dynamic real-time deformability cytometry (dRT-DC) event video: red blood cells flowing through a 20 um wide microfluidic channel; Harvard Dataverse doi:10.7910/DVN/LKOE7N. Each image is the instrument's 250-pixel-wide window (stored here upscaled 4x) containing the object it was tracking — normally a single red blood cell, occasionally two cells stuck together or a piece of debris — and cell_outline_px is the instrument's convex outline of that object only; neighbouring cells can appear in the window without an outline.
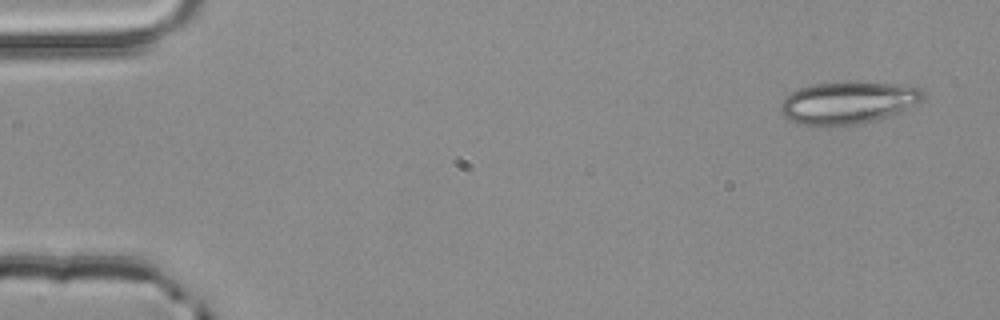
{"species": "common noctule bat (a hibernating species)", "species_latin": "Nyctalus noctula", "temperature_condition": "room temperature", "stored_images_in_passage": 4, "segment_of_instrument_passage": [1, 2], "camera_frame_rate_fps": 3000, "um_per_image_px": 0.085, "animal": {"sex": "male", "body_mass_g": 20.4}, "frame": {"image": 1, "passage_image": 1, "time_ms": 0.0, "image_size_px": [1000, 320], "cell_outline_px": [[924, 96], [920, 100], [900, 112], [872, 120], [856, 124], [800, 124], [788, 120], [780, 112], [780, 104], [784, 96], [796, 88], [812, 84], [844, 80], [860, 80], [920, 84], [924, 88]], "centroid_in_image_um": [72.12, 8.63], "position_along_channel_um": 12.9, "area_um2": 36.13}}